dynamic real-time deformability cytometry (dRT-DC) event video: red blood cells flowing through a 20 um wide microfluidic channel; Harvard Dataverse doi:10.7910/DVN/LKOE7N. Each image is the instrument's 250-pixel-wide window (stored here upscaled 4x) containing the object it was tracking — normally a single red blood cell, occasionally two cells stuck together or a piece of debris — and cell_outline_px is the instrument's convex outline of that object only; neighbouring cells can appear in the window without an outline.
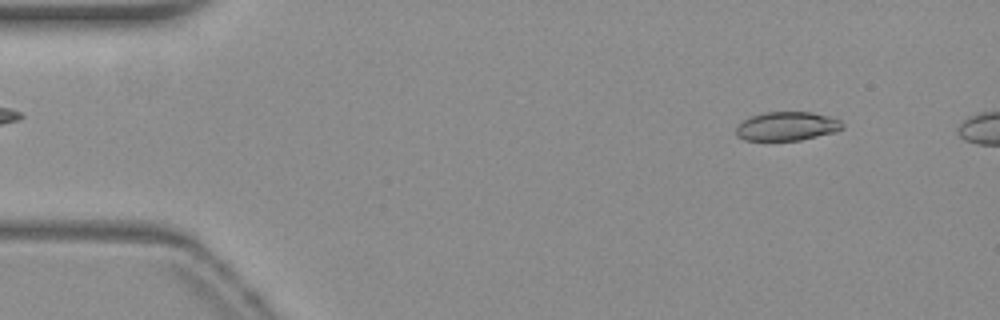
{"species": "common noctule bat (a hibernating species)", "species_latin": "Nyctalus noctula", "temperature_condition": "warm", "stored_images_in_passage": 38, "camera_frame_rate_fps": 3000, "um_per_image_px": 0.085, "animal": {"sex": "female", "body_mass_g": 19.3, "forearm_length_mm": 54.1}, "frame": {"image": 1, "passage_image": 1, "time_ms": 0.0, "image_size_px": [1000, 320], "cell_outline_px": [[844, 128], [836, 132], [800, 140], [744, 140], [736, 136], [736, 128], [744, 120], [752, 116], [764, 112], [812, 112], [828, 116], [840, 120], [844, 124]], "centroid_in_image_um": [66.92, 10.73], "position_along_channel_um": 18.1, "area_um2": 17.86}}
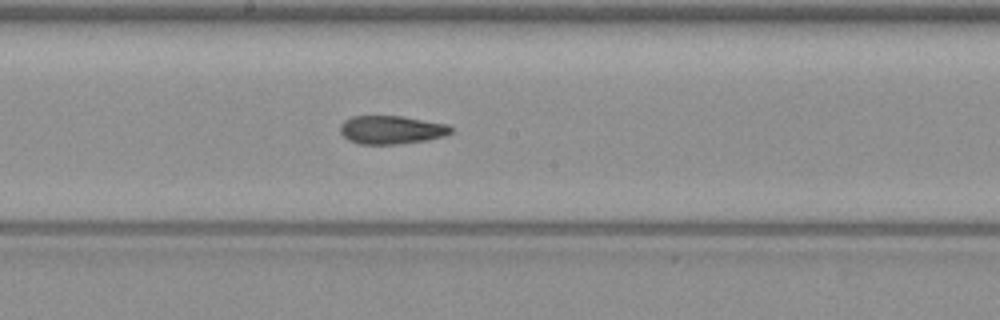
{"frame": {"image": 2, "passage_image": 24, "time_ms": 7.667, "image_size_px": [1000, 320], "cell_outline_px": [[452, 132], [444, 136], [428, 140], [400, 144], [360, 144], [348, 140], [340, 132], [340, 124], [344, 120], [352, 116], [400, 116], [448, 124], [452, 128]], "centroid_in_image_um": [33.26, 11.04], "position_along_channel_um": 214.9, "area_um2": 18.38}}
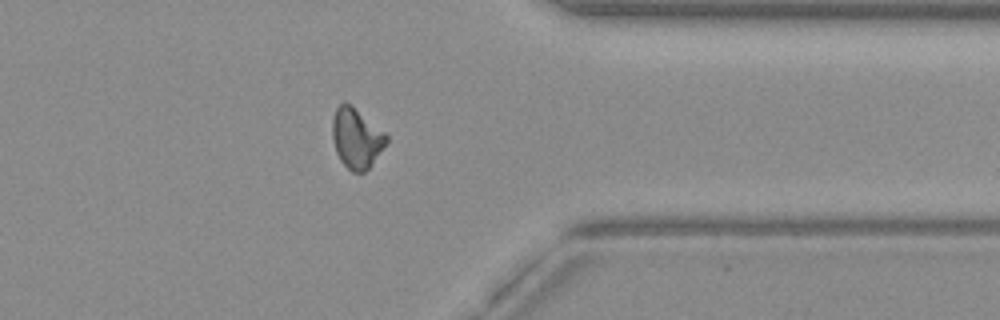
{"frame": {"image": 3, "passage_image": 38, "time_ms": 12.333, "image_size_px": [1000, 320], "cell_outline_px": [[388, 140], [368, 168], [364, 172], [352, 172], [340, 160], [336, 152], [332, 136], [332, 120], [336, 108], [344, 100], [352, 104], [384, 132], [388, 136]], "centroid_in_image_um": [30.27, 11.71], "position_along_channel_um": 381.1, "area_um2": 18.79}, "authors_computed_cell_mechanics": {"area_um2": 18.785, "velocity_mm_per_s": 3.804, "shape_relaxation_time_tau1_ms": null, "shape_relaxation_time_tau2_ms": 3.2027, "deformation_change_tau1": null, "deformation_change_tau2": 0.0883}}